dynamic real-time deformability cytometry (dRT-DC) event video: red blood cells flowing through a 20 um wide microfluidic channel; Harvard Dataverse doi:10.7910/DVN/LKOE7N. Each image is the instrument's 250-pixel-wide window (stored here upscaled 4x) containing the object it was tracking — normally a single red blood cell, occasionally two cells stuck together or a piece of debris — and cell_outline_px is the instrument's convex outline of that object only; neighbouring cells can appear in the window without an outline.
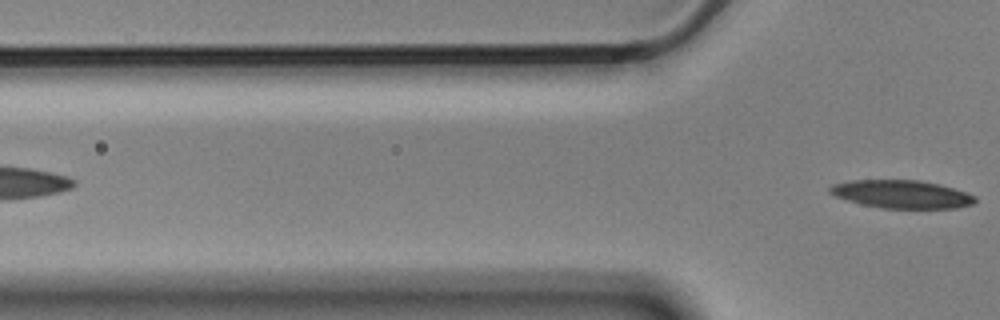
{"species": "Egyptian fruit bat (a non-hibernating species)", "species_latin": "Rousettus aegyptiacus", "temperature_condition": "cold", "stored_images_in_passage": 6, "camera_frame_rate_fps": 3000, "um_per_image_px": 0.085, "animal": {"sex": "male"}, "frame": {"image": 1, "passage_image": 6, "time_ms": 1.667, "image_size_px": [1000, 320], "cell_outline_px": [[976, 204], [956, 208], [880, 208], [860, 204], [836, 196], [828, 192], [828, 188], [832, 184], [852, 180], [920, 180], [940, 184], [976, 196]], "centroid_in_image_um": [76.64, 16.51], "position_along_channel_um": 49.2, "area_um2": 23.81}}